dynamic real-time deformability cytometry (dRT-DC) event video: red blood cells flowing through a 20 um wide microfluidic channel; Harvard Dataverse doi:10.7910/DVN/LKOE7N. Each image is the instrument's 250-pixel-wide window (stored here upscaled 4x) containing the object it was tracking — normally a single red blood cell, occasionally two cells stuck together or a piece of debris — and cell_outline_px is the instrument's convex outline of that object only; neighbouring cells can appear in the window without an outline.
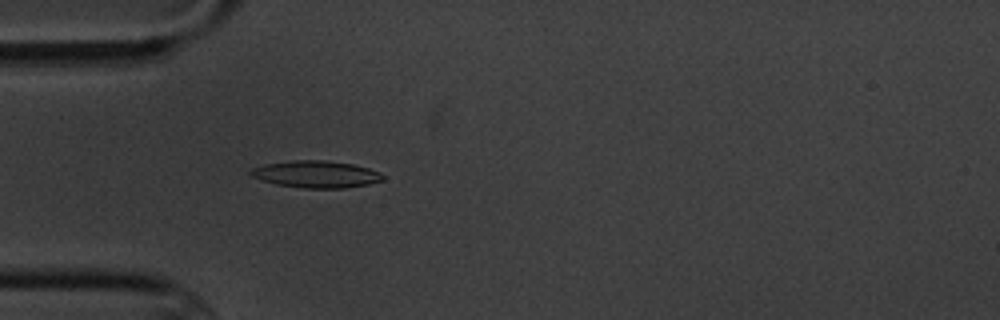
{"species": "common noctule bat (a hibernating species)", "species_latin": "Nyctalus noctula", "temperature_condition": "cold", "stored_images_in_passage": 4, "camera_frame_rate_fps": 3000, "um_per_image_px": 0.085, "animal": {"sex": "male", "body_mass_g": 20.1, "forearm_length_mm": 53.5}, "frame": {"image": 1, "passage_image": 4, "time_ms": 3.333, "image_size_px": [1000, 320], "cell_outline_px": [[384, 180], [368, 184], [344, 188], [304, 188], [276, 184], [252, 176], [248, 172], [252, 168], [264, 164], [292, 160], [324, 160], [352, 164], [368, 168], [380, 172], [384, 176]], "centroid_in_image_um": [26.88, 14.8], "position_along_channel_um": 58.1, "area_um2": 20.69}}